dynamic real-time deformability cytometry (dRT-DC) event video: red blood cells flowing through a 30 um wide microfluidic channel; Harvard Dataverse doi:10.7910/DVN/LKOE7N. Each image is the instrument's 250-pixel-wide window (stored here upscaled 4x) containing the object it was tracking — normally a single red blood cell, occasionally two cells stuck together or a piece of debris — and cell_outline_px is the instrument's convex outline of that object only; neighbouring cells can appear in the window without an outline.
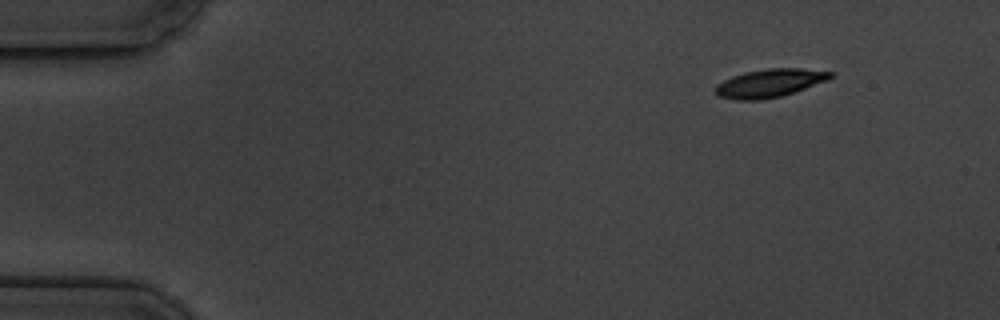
{"species": "common noctule bat (a hibernating species)", "species_latin": "Nyctalus noctula", "temperature_condition": "cold", "stored_images_in_passage": 4, "camera_frame_rate_fps": 3000, "um_per_image_px": 0.085, "animal": {"sex": "male", "body_mass_g": 19.5, "forearm_length_mm": 54.6}, "frame": {"image": 1, "passage_image": 1, "time_ms": 0.0, "image_size_px": [1000, 320], "cell_outline_px": [[832, 76], [828, 80], [780, 96], [760, 100], [736, 100], [716, 96], [716, 84], [732, 76], [744, 72], [768, 68], [800, 68], [832, 72]], "centroid_in_image_um": [65.37, 7.06], "position_along_channel_um": 19.6, "area_um2": 18.73}}
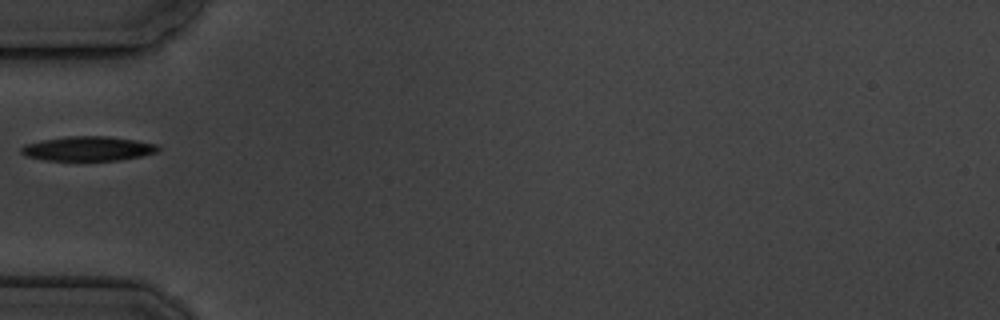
{"frame": {"image": 2, "passage_image": 4, "time_ms": 4.333, "image_size_px": [1000, 320], "cell_outline_px": [[160, 148], [156, 152], [140, 156], [120, 160], [44, 160], [24, 156], [20, 152], [20, 148], [24, 144], [40, 140], [68, 136], [108, 136], [136, 140], [156, 144]], "centroid_in_image_um": [7.43, 12.63], "position_along_channel_um": 77.6, "area_um2": 19.59}}